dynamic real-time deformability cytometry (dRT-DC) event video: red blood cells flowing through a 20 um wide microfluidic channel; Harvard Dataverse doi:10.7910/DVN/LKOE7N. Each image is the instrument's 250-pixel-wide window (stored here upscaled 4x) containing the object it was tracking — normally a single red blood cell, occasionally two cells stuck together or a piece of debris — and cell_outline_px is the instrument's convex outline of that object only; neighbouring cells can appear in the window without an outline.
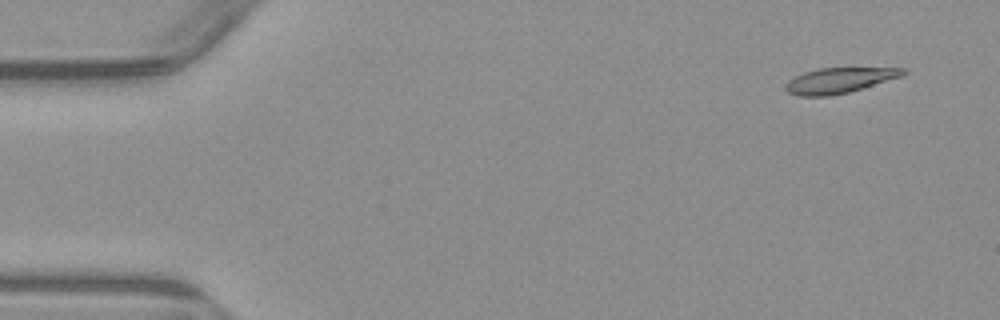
{"species": "common noctule bat (a hibernating species)", "species_latin": "Nyctalus noctula", "temperature_condition": "warm", "stored_images_in_passage": 5, "camera_frame_rate_fps": 3000, "um_per_image_px": 0.085, "animal": {"sex": "male", "body_mass_g": 23.1, "forearm_length_mm": 52.7}, "frame": {"image": 1, "passage_image": 1, "time_ms": 0.0, "image_size_px": [1000, 320], "cell_outline_px": [[908, 72], [904, 76], [848, 92], [832, 96], [800, 96], [788, 92], [784, 88], [784, 84], [788, 80], [804, 72], [816, 68], [908, 68]], "centroid_in_image_um": [71.35, 6.83], "position_along_channel_um": 13.6, "area_um2": 17.51}}
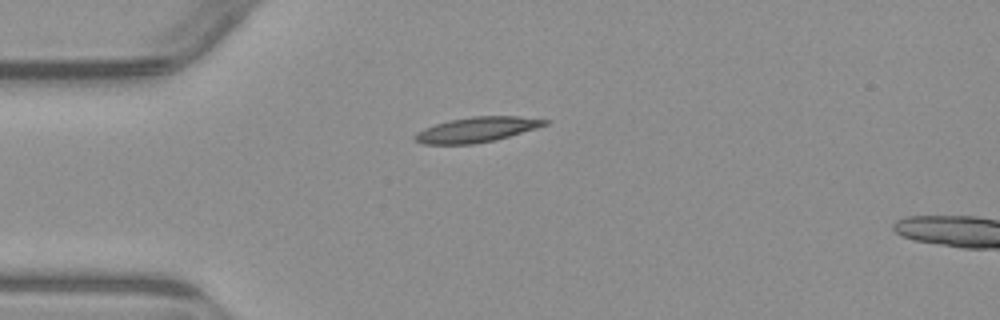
{"frame": {"image": 2, "passage_image": 4, "time_ms": 3.333, "image_size_px": [1000, 320], "cell_outline_px": [[552, 120], [548, 124], [536, 128], [496, 140], [472, 144], [424, 144], [412, 140], [412, 136], [416, 132], [424, 128], [436, 124], [452, 120], [472, 116], [516, 116]], "centroid_in_image_um": [40.51, 11.02], "position_along_channel_um": 44.5, "area_um2": 19.02}}